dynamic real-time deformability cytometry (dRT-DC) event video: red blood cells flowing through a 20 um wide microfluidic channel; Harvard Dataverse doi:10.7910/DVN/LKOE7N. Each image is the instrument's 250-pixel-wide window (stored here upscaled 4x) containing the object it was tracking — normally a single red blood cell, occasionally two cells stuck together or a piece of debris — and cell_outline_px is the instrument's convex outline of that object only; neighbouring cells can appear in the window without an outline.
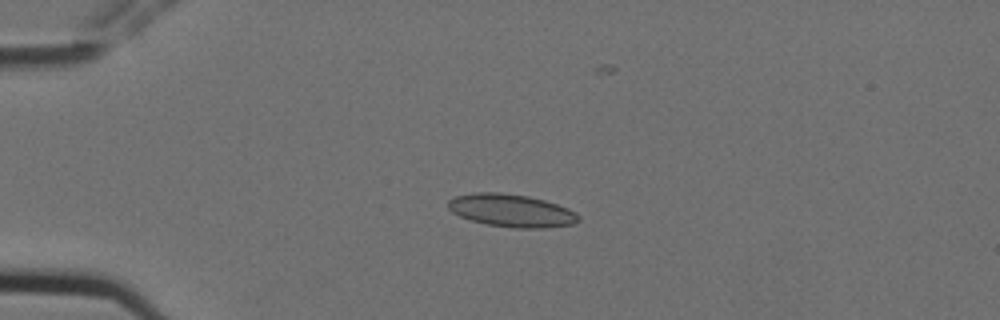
{"species": "Egyptian fruit bat (a non-hibernating species)", "species_latin": "Rousettus aegyptiacus", "temperature_condition": "cold", "stored_images_in_passage": 6, "camera_frame_rate_fps": 3000, "um_per_image_px": 0.085, "animal": {"sex": "female"}, "frame": {"image": 1, "passage_image": 5, "time_ms": 1.333, "image_size_px": [1000, 320], "cell_outline_px": [[580, 220], [572, 224], [544, 228], [512, 228], [488, 224], [472, 220], [460, 216], [452, 212], [448, 208], [448, 200], [456, 196], [476, 192], [500, 192], [528, 196], [544, 200], [568, 208], [576, 212], [580, 216]], "centroid_in_image_um": [43.48, 17.89], "position_along_channel_um": 41.5, "area_um2": 24.85}}